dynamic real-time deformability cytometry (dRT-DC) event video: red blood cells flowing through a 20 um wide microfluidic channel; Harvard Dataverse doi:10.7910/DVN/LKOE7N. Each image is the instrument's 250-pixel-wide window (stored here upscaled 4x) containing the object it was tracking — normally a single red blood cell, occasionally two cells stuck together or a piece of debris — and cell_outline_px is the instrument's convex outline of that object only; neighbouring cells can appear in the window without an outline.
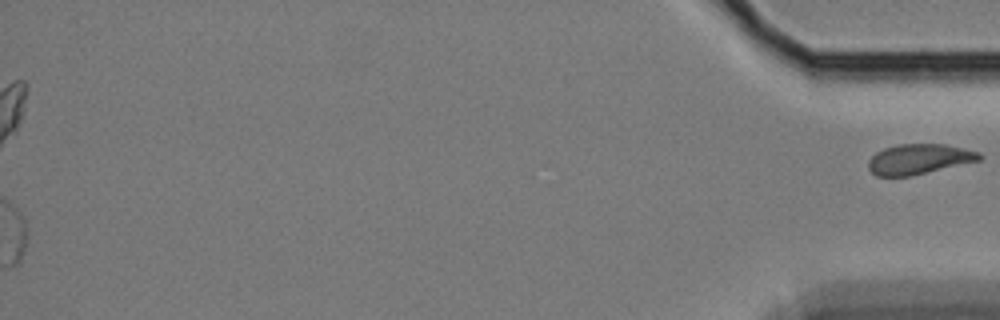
{"species": "Egyptian fruit bat (a non-hibernating species)", "species_latin": "Rousettus aegyptiacus", "temperature_condition": "cold", "stored_images_in_passage": 61, "camera_frame_rate_fps": 3000, "um_per_image_px": 0.085, "animal": {"sex": "female"}, "frame": {"image": 1, "passage_image": 61, "time_ms": 20.0, "image_size_px": [1000, 320], "cell_outline_px": [[984, 156], [980, 160], [912, 176], [876, 176], [868, 168], [868, 160], [876, 152], [884, 148], [896, 144], [944, 144], [964, 148], [980, 152]], "centroid_in_image_um": [78.12, 13.52], "position_along_channel_um": 357.1, "area_um2": 19.65}}